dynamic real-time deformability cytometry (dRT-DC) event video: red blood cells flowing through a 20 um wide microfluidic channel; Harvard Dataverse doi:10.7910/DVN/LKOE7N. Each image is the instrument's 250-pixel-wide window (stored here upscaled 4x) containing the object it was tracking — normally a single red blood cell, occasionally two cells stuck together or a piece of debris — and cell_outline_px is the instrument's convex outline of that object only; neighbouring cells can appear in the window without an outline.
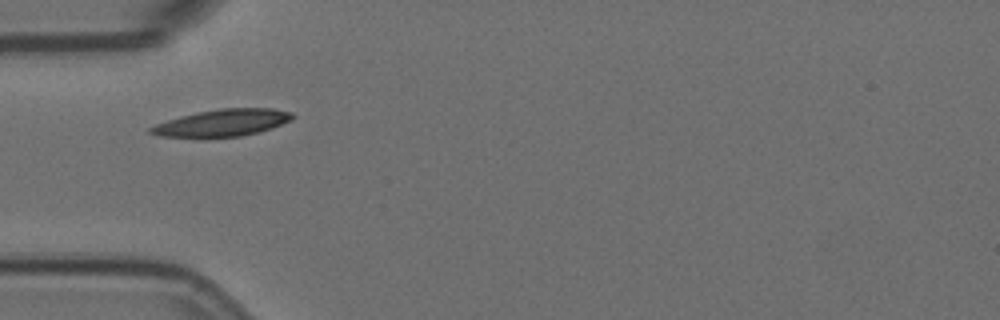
{"species": "Egyptian fruit bat (a non-hibernating species)", "species_latin": "Rousettus aegyptiacus", "temperature_condition": "room temperature", "stored_images_in_passage": 3, "camera_frame_rate_fps": 3000, "um_per_image_px": 0.085, "animal": {"sex": "female"}, "frame": {"image": 1, "passage_image": 1, "time_ms": 0.0, "image_size_px": [1000, 320], "cell_outline_px": [[296, 116], [292, 120], [272, 128], [240, 136], [156, 136], [148, 132], [148, 128], [156, 124], [180, 116], [196, 112], [220, 108], [272, 108], [292, 112]], "centroid_in_image_um": [18.93, 10.41], "position_along_channel_um": 66.1, "area_um2": 22.02}}
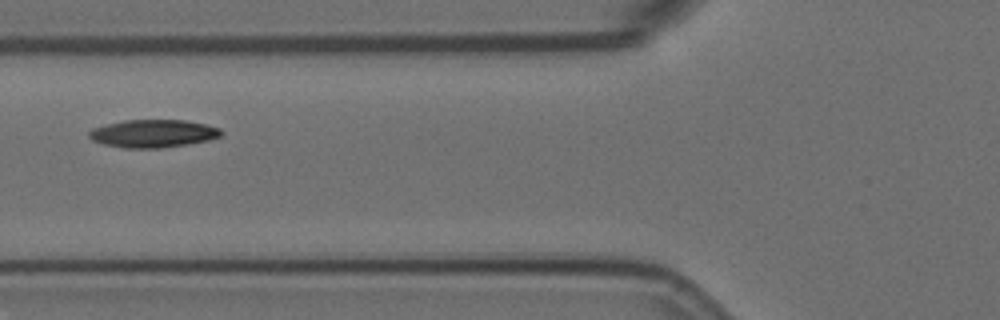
{"frame": {"image": 2, "passage_image": 2, "time_ms": 0.333, "image_size_px": [1000, 320], "cell_outline_px": [[224, 132], [220, 136], [208, 140], [188, 144], [160, 148], [124, 148], [104, 144], [92, 140], [88, 136], [88, 132], [92, 128], [104, 124], [124, 120], [184, 120], [204, 124], [220, 128]], "centroid_in_image_um": [12.99, 11.35], "position_along_channel_um": 112.8, "area_um2": 21.5}}
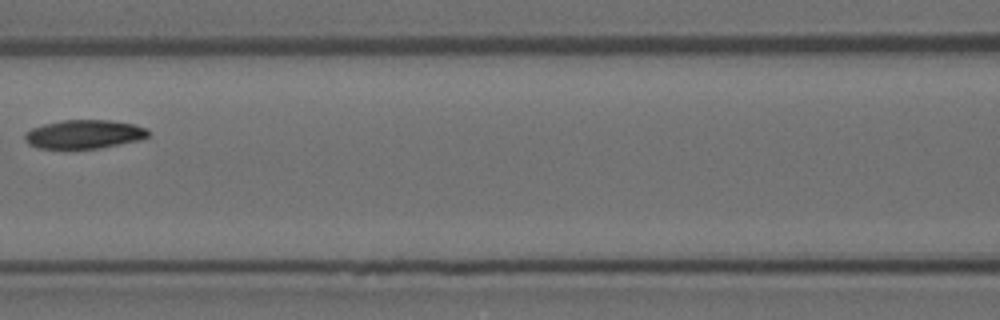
{"frame": {"image": 3, "passage_image": 3, "time_ms": 0.667, "image_size_px": [1000, 320], "cell_outline_px": [[148, 136], [140, 140], [100, 148], [36, 148], [28, 144], [24, 140], [24, 136], [32, 128], [44, 124], [64, 120], [112, 120], [136, 124], [148, 128]], "centroid_in_image_um": [7.18, 11.4], "position_along_channel_um": 159.4, "area_um2": 20.69}}